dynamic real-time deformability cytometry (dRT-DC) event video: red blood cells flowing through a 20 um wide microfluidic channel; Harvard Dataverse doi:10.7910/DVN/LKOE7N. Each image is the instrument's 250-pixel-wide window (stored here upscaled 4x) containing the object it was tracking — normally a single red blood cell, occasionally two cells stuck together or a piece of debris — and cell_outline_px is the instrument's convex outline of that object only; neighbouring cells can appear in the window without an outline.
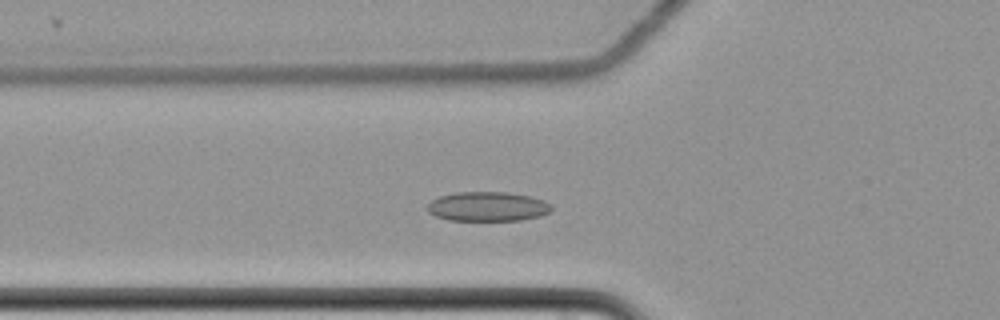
{"species": "common noctule bat (a hibernating species)", "species_latin": "Nyctalus noctula", "temperature_condition": "cold", "stored_images_in_passage": 54, "camera_frame_rate_fps": 3000, "um_per_image_px": 0.085, "animal": {"sex": "female", "body_mass_g": 22.7, "forearm_length_mm": 54.2}, "frame": {"image": 1, "passage_image": 16, "time_ms": 5.0, "image_size_px": [1000, 320], "cell_outline_px": [[552, 208], [548, 212], [540, 216], [520, 220], [448, 220], [436, 216], [428, 212], [428, 204], [432, 200], [440, 196], [456, 192], [508, 192], [532, 196], [544, 200], [552, 204]], "centroid_in_image_um": [41.47, 17.54], "position_along_channel_um": 84.3, "area_um2": 21.33}}
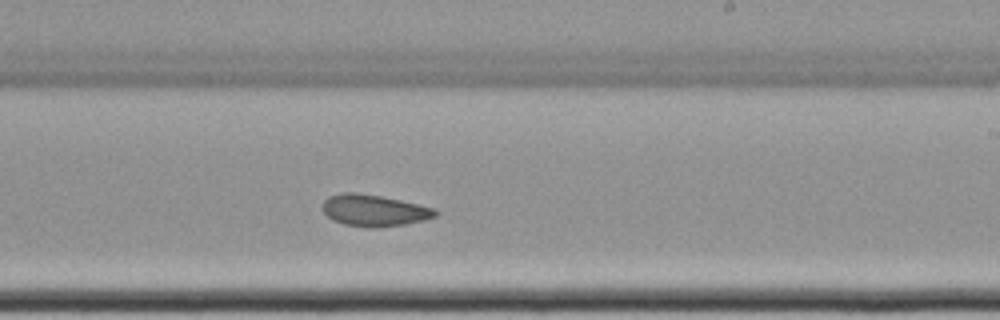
{"frame": {"image": 2, "passage_image": 31, "time_ms": 10.0, "image_size_px": [1000, 320], "cell_outline_px": [[440, 212], [436, 216], [424, 220], [404, 224], [376, 228], [364, 228], [344, 224], [332, 220], [324, 212], [324, 200], [328, 196], [344, 192], [352, 192], [380, 196], [400, 200], [436, 208]], "centroid_in_image_um": [31.82, 17.9], "position_along_channel_um": 257.2, "area_um2": 20.81}}
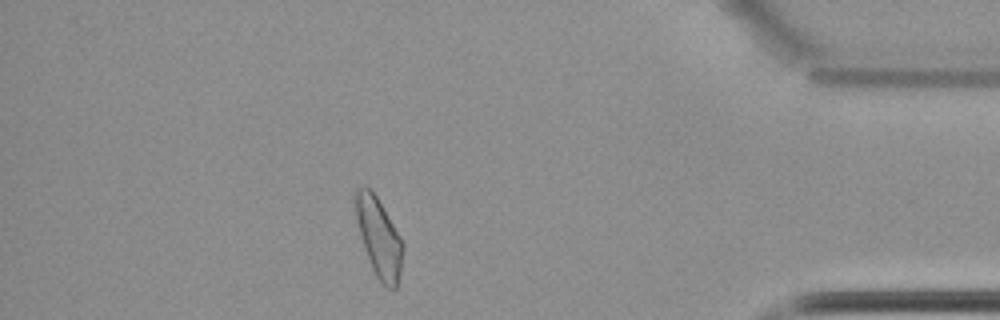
{"frame": {"image": 3, "passage_image": 47, "time_ms": 15.333, "image_size_px": [1000, 320], "cell_outline_px": [[404, 244], [400, 272], [396, 288], [388, 288], [376, 276], [372, 268], [364, 248], [356, 220], [352, 196], [356, 184], [364, 184], [376, 196], [400, 236]], "centroid_in_image_um": [32.15, 20.09], "position_along_channel_um": 403.0, "area_um2": 21.96}, "authors_computed_cell_mechanics": {"area_um2": 21.5883, "velocity_mm_per_s": 3.4697, "shape_relaxation_time_tau1_ms": null, "shape_relaxation_time_tau2_ms": 6.2651, "deformation_change_tau1": null, "deformation_change_tau2": 0.1023}}